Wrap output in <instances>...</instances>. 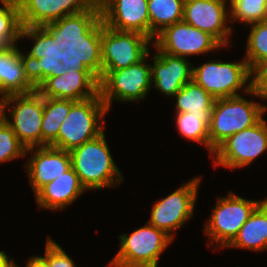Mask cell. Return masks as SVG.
Here are the masks:
<instances>
[{"label": "cell", "instance_id": "cell-26", "mask_svg": "<svg viewBox=\"0 0 267 267\" xmlns=\"http://www.w3.org/2000/svg\"><path fill=\"white\" fill-rule=\"evenodd\" d=\"M176 113L201 114L212 111L215 98L193 80L186 83L174 96Z\"/></svg>", "mask_w": 267, "mask_h": 267}, {"label": "cell", "instance_id": "cell-33", "mask_svg": "<svg viewBox=\"0 0 267 267\" xmlns=\"http://www.w3.org/2000/svg\"><path fill=\"white\" fill-rule=\"evenodd\" d=\"M13 261L4 251H0V267H8Z\"/></svg>", "mask_w": 267, "mask_h": 267}, {"label": "cell", "instance_id": "cell-3", "mask_svg": "<svg viewBox=\"0 0 267 267\" xmlns=\"http://www.w3.org/2000/svg\"><path fill=\"white\" fill-rule=\"evenodd\" d=\"M81 41L91 50L96 70L125 69L140 62L153 44L139 32L111 29L98 18L88 26Z\"/></svg>", "mask_w": 267, "mask_h": 267}, {"label": "cell", "instance_id": "cell-18", "mask_svg": "<svg viewBox=\"0 0 267 267\" xmlns=\"http://www.w3.org/2000/svg\"><path fill=\"white\" fill-rule=\"evenodd\" d=\"M29 153L31 157L25 164V169L34 195L71 168L69 151L47 145L28 148L26 156Z\"/></svg>", "mask_w": 267, "mask_h": 267}, {"label": "cell", "instance_id": "cell-9", "mask_svg": "<svg viewBox=\"0 0 267 267\" xmlns=\"http://www.w3.org/2000/svg\"><path fill=\"white\" fill-rule=\"evenodd\" d=\"M251 74L244 58L239 62L217 59L197 67L192 65V80L215 99L241 95L238 91L247 93L252 88Z\"/></svg>", "mask_w": 267, "mask_h": 267}, {"label": "cell", "instance_id": "cell-13", "mask_svg": "<svg viewBox=\"0 0 267 267\" xmlns=\"http://www.w3.org/2000/svg\"><path fill=\"white\" fill-rule=\"evenodd\" d=\"M200 177L183 183L170 195L155 201L148 223L174 239L175 231L183 227L194 215Z\"/></svg>", "mask_w": 267, "mask_h": 267}, {"label": "cell", "instance_id": "cell-1", "mask_svg": "<svg viewBox=\"0 0 267 267\" xmlns=\"http://www.w3.org/2000/svg\"><path fill=\"white\" fill-rule=\"evenodd\" d=\"M36 90L46 98L82 101L99 93L91 50L81 41H44Z\"/></svg>", "mask_w": 267, "mask_h": 267}, {"label": "cell", "instance_id": "cell-22", "mask_svg": "<svg viewBox=\"0 0 267 267\" xmlns=\"http://www.w3.org/2000/svg\"><path fill=\"white\" fill-rule=\"evenodd\" d=\"M76 101L43 97L41 146L50 145L57 137L60 126Z\"/></svg>", "mask_w": 267, "mask_h": 267}, {"label": "cell", "instance_id": "cell-24", "mask_svg": "<svg viewBox=\"0 0 267 267\" xmlns=\"http://www.w3.org/2000/svg\"><path fill=\"white\" fill-rule=\"evenodd\" d=\"M0 51L12 45H18V40L29 38L24 32L19 13L18 2L0 0Z\"/></svg>", "mask_w": 267, "mask_h": 267}, {"label": "cell", "instance_id": "cell-5", "mask_svg": "<svg viewBox=\"0 0 267 267\" xmlns=\"http://www.w3.org/2000/svg\"><path fill=\"white\" fill-rule=\"evenodd\" d=\"M267 106L242 95L215 99L209 122L210 157L230 136L258 123Z\"/></svg>", "mask_w": 267, "mask_h": 267}, {"label": "cell", "instance_id": "cell-28", "mask_svg": "<svg viewBox=\"0 0 267 267\" xmlns=\"http://www.w3.org/2000/svg\"><path fill=\"white\" fill-rule=\"evenodd\" d=\"M267 0H229L230 23L251 25L263 21Z\"/></svg>", "mask_w": 267, "mask_h": 267}, {"label": "cell", "instance_id": "cell-32", "mask_svg": "<svg viewBox=\"0 0 267 267\" xmlns=\"http://www.w3.org/2000/svg\"><path fill=\"white\" fill-rule=\"evenodd\" d=\"M26 267H48V265L43 256L34 255L28 259Z\"/></svg>", "mask_w": 267, "mask_h": 267}, {"label": "cell", "instance_id": "cell-17", "mask_svg": "<svg viewBox=\"0 0 267 267\" xmlns=\"http://www.w3.org/2000/svg\"><path fill=\"white\" fill-rule=\"evenodd\" d=\"M98 19L111 29L150 38L148 0H99Z\"/></svg>", "mask_w": 267, "mask_h": 267}, {"label": "cell", "instance_id": "cell-12", "mask_svg": "<svg viewBox=\"0 0 267 267\" xmlns=\"http://www.w3.org/2000/svg\"><path fill=\"white\" fill-rule=\"evenodd\" d=\"M7 108L12 119L7 116ZM2 118L26 149L41 146L43 96L37 90L3 97Z\"/></svg>", "mask_w": 267, "mask_h": 267}, {"label": "cell", "instance_id": "cell-23", "mask_svg": "<svg viewBox=\"0 0 267 267\" xmlns=\"http://www.w3.org/2000/svg\"><path fill=\"white\" fill-rule=\"evenodd\" d=\"M185 0H148L150 39L165 27L182 21Z\"/></svg>", "mask_w": 267, "mask_h": 267}, {"label": "cell", "instance_id": "cell-4", "mask_svg": "<svg viewBox=\"0 0 267 267\" xmlns=\"http://www.w3.org/2000/svg\"><path fill=\"white\" fill-rule=\"evenodd\" d=\"M69 153L71 167L86 191L117 187L124 179L115 164L104 131Z\"/></svg>", "mask_w": 267, "mask_h": 267}, {"label": "cell", "instance_id": "cell-15", "mask_svg": "<svg viewBox=\"0 0 267 267\" xmlns=\"http://www.w3.org/2000/svg\"><path fill=\"white\" fill-rule=\"evenodd\" d=\"M152 46L160 52L187 58L201 55L223 47L209 33L182 21L165 27L158 33Z\"/></svg>", "mask_w": 267, "mask_h": 267}, {"label": "cell", "instance_id": "cell-34", "mask_svg": "<svg viewBox=\"0 0 267 267\" xmlns=\"http://www.w3.org/2000/svg\"><path fill=\"white\" fill-rule=\"evenodd\" d=\"M2 104H3V97L0 96V119L2 118Z\"/></svg>", "mask_w": 267, "mask_h": 267}, {"label": "cell", "instance_id": "cell-21", "mask_svg": "<svg viewBox=\"0 0 267 267\" xmlns=\"http://www.w3.org/2000/svg\"><path fill=\"white\" fill-rule=\"evenodd\" d=\"M267 250V197L256 207L237 236L226 248Z\"/></svg>", "mask_w": 267, "mask_h": 267}, {"label": "cell", "instance_id": "cell-31", "mask_svg": "<svg viewBox=\"0 0 267 267\" xmlns=\"http://www.w3.org/2000/svg\"><path fill=\"white\" fill-rule=\"evenodd\" d=\"M252 88L246 93L267 100V61L258 65L251 74Z\"/></svg>", "mask_w": 267, "mask_h": 267}, {"label": "cell", "instance_id": "cell-30", "mask_svg": "<svg viewBox=\"0 0 267 267\" xmlns=\"http://www.w3.org/2000/svg\"><path fill=\"white\" fill-rule=\"evenodd\" d=\"M44 258L48 267H76L72 258L52 238L46 239Z\"/></svg>", "mask_w": 267, "mask_h": 267}, {"label": "cell", "instance_id": "cell-7", "mask_svg": "<svg viewBox=\"0 0 267 267\" xmlns=\"http://www.w3.org/2000/svg\"><path fill=\"white\" fill-rule=\"evenodd\" d=\"M149 55L150 52L140 62L125 69L96 70L99 94L108 111L113 101L145 100L152 87L151 64L146 63Z\"/></svg>", "mask_w": 267, "mask_h": 267}, {"label": "cell", "instance_id": "cell-27", "mask_svg": "<svg viewBox=\"0 0 267 267\" xmlns=\"http://www.w3.org/2000/svg\"><path fill=\"white\" fill-rule=\"evenodd\" d=\"M250 26L244 59L252 72L267 61V23L261 21Z\"/></svg>", "mask_w": 267, "mask_h": 267}, {"label": "cell", "instance_id": "cell-25", "mask_svg": "<svg viewBox=\"0 0 267 267\" xmlns=\"http://www.w3.org/2000/svg\"><path fill=\"white\" fill-rule=\"evenodd\" d=\"M211 111H201V114L189 112L176 113L175 122L178 133L187 140L203 144L210 154L209 122Z\"/></svg>", "mask_w": 267, "mask_h": 267}, {"label": "cell", "instance_id": "cell-10", "mask_svg": "<svg viewBox=\"0 0 267 267\" xmlns=\"http://www.w3.org/2000/svg\"><path fill=\"white\" fill-rule=\"evenodd\" d=\"M262 201L245 199L231 191L219 197L204 227L210 240L207 246L216 243V248H226Z\"/></svg>", "mask_w": 267, "mask_h": 267}, {"label": "cell", "instance_id": "cell-2", "mask_svg": "<svg viewBox=\"0 0 267 267\" xmlns=\"http://www.w3.org/2000/svg\"><path fill=\"white\" fill-rule=\"evenodd\" d=\"M20 21L29 39L82 40L98 18L99 0H19Z\"/></svg>", "mask_w": 267, "mask_h": 267}, {"label": "cell", "instance_id": "cell-20", "mask_svg": "<svg viewBox=\"0 0 267 267\" xmlns=\"http://www.w3.org/2000/svg\"><path fill=\"white\" fill-rule=\"evenodd\" d=\"M84 192H86L85 188L71 167L61 176L43 186L35 194V199L41 209L60 211L75 202Z\"/></svg>", "mask_w": 267, "mask_h": 267}, {"label": "cell", "instance_id": "cell-14", "mask_svg": "<svg viewBox=\"0 0 267 267\" xmlns=\"http://www.w3.org/2000/svg\"><path fill=\"white\" fill-rule=\"evenodd\" d=\"M267 151V121L262 118L254 126L233 134L211 157L214 165L230 169L251 165L255 158Z\"/></svg>", "mask_w": 267, "mask_h": 267}, {"label": "cell", "instance_id": "cell-35", "mask_svg": "<svg viewBox=\"0 0 267 267\" xmlns=\"http://www.w3.org/2000/svg\"><path fill=\"white\" fill-rule=\"evenodd\" d=\"M263 22L267 23V3L265 5V13H264V17H263Z\"/></svg>", "mask_w": 267, "mask_h": 267}, {"label": "cell", "instance_id": "cell-11", "mask_svg": "<svg viewBox=\"0 0 267 267\" xmlns=\"http://www.w3.org/2000/svg\"><path fill=\"white\" fill-rule=\"evenodd\" d=\"M33 46L25 55L17 45L0 51V96L26 94L36 90L37 61L44 41L32 38Z\"/></svg>", "mask_w": 267, "mask_h": 267}, {"label": "cell", "instance_id": "cell-29", "mask_svg": "<svg viewBox=\"0 0 267 267\" xmlns=\"http://www.w3.org/2000/svg\"><path fill=\"white\" fill-rule=\"evenodd\" d=\"M26 147L19 141L12 128L0 119V163L26 156Z\"/></svg>", "mask_w": 267, "mask_h": 267}, {"label": "cell", "instance_id": "cell-19", "mask_svg": "<svg viewBox=\"0 0 267 267\" xmlns=\"http://www.w3.org/2000/svg\"><path fill=\"white\" fill-rule=\"evenodd\" d=\"M192 80V63L184 57L172 56L157 50L151 64V84L168 97Z\"/></svg>", "mask_w": 267, "mask_h": 267}, {"label": "cell", "instance_id": "cell-8", "mask_svg": "<svg viewBox=\"0 0 267 267\" xmlns=\"http://www.w3.org/2000/svg\"><path fill=\"white\" fill-rule=\"evenodd\" d=\"M120 248L110 267H158L161 254L173 239L148 222L131 234L119 235Z\"/></svg>", "mask_w": 267, "mask_h": 267}, {"label": "cell", "instance_id": "cell-36", "mask_svg": "<svg viewBox=\"0 0 267 267\" xmlns=\"http://www.w3.org/2000/svg\"><path fill=\"white\" fill-rule=\"evenodd\" d=\"M8 267H19L15 261H13Z\"/></svg>", "mask_w": 267, "mask_h": 267}, {"label": "cell", "instance_id": "cell-6", "mask_svg": "<svg viewBox=\"0 0 267 267\" xmlns=\"http://www.w3.org/2000/svg\"><path fill=\"white\" fill-rule=\"evenodd\" d=\"M107 112L99 93L92 98L76 101L62 122L58 137L49 146L70 151L97 137L105 130L104 117Z\"/></svg>", "mask_w": 267, "mask_h": 267}, {"label": "cell", "instance_id": "cell-16", "mask_svg": "<svg viewBox=\"0 0 267 267\" xmlns=\"http://www.w3.org/2000/svg\"><path fill=\"white\" fill-rule=\"evenodd\" d=\"M229 0H185L183 21L209 33L222 46L227 47L233 32L230 22Z\"/></svg>", "mask_w": 267, "mask_h": 267}]
</instances>
